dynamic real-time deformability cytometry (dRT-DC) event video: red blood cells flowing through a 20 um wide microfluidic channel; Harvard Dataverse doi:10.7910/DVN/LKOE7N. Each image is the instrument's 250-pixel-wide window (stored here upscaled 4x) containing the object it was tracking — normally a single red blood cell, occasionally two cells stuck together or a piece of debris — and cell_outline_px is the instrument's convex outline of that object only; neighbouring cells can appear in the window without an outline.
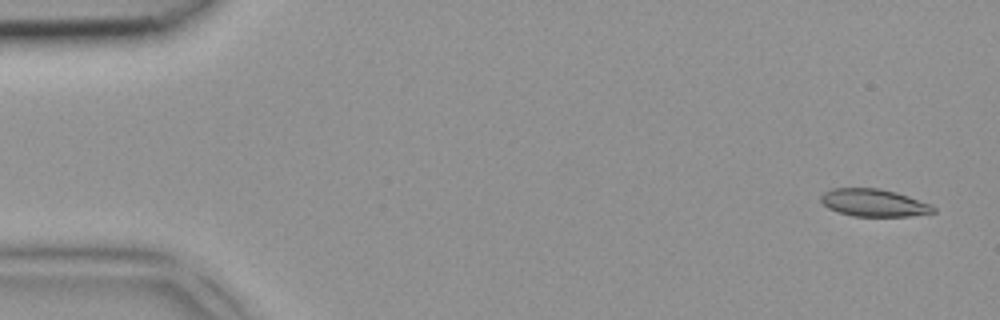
{"species": "common noctule bat (a hibernating species)", "species_latin": "Nyctalus noctula", "temperature_condition": "room temperature", "stored_images_in_passage": 4, "camera_frame_rate_fps": 3000, "um_per_image_px": 0.085, "animal": {"sex": "female", "body_mass_g": 18.4}, "frame": {"image": 1, "passage_image": 1, "time_ms": 0.0, "image_size_px": [1000, 320], "cell_outline_px": [[936, 212], [912, 216], [852, 216], [828, 208], [820, 200], [820, 196], [824, 192], [832, 188], [880, 188], [896, 192], [932, 204], [936, 208]], "centroid_in_image_um": [74.3, 17.23], "position_along_channel_um": 10.7, "area_um2": 18.09}}